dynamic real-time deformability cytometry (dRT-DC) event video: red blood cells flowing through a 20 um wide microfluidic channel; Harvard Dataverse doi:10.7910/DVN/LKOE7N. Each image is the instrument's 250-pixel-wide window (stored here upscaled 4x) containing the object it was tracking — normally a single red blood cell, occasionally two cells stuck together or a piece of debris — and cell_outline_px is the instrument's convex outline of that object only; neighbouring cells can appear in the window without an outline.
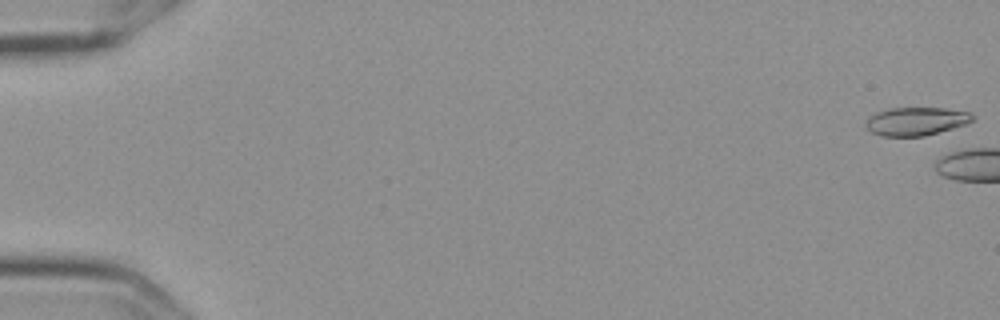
{"species": "Egyptian fruit bat (a non-hibernating species)", "species_latin": "Rousettus aegyptiacus", "temperature_condition": "cold", "stored_images_in_passage": 5, "camera_frame_rate_fps": 3000, "um_per_image_px": 0.085, "frame": {"image": 1, "passage_image": 1, "time_ms": 0.0, "image_size_px": [1000, 320], "cell_outline_px": [[972, 120], [968, 124], [924, 136], [880, 136], [872, 132], [864, 124], [868, 116], [876, 112], [892, 108], [944, 108], [972, 112]], "centroid_in_image_um": [77.86, 10.31], "position_along_channel_um": 7.1, "area_um2": 17.63}}